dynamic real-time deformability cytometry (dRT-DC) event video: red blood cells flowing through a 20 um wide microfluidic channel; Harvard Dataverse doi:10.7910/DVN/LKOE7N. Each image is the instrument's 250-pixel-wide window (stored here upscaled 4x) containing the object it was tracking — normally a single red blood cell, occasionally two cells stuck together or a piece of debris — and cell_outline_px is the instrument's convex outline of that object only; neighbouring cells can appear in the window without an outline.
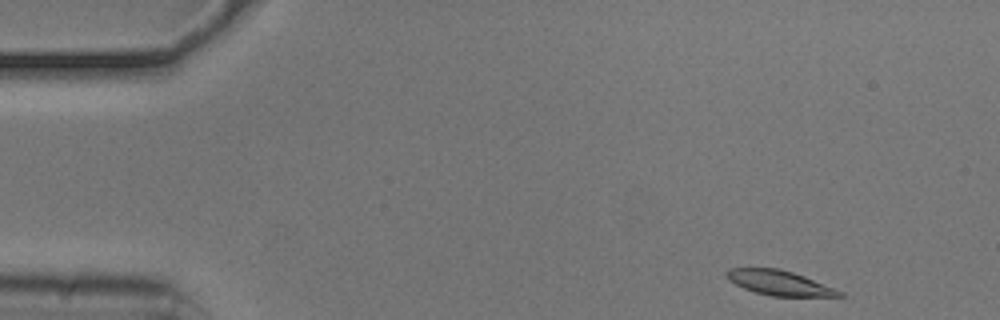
{"species": "common noctule bat (a hibernating species)", "species_latin": "Nyctalus noctula", "temperature_condition": "cold", "stored_images_in_passage": 11, "camera_frame_rate_fps": 3000, "um_per_image_px": 0.085, "animal": {"sex": "male", "body_mass_g": 20.5, "forearm_length_mm": 52.5}, "frame": {"image": 1, "passage_image": 1, "time_ms": 0.0, "image_size_px": [1000, 320], "cell_outline_px": [[844, 296], [772, 296], [756, 292], [744, 288], [728, 280], [724, 272], [728, 268], [780, 268], [804, 276], [844, 292]], "centroid_in_image_um": [66.22, 24.03], "position_along_channel_um": 18.8, "area_um2": 16.18}}